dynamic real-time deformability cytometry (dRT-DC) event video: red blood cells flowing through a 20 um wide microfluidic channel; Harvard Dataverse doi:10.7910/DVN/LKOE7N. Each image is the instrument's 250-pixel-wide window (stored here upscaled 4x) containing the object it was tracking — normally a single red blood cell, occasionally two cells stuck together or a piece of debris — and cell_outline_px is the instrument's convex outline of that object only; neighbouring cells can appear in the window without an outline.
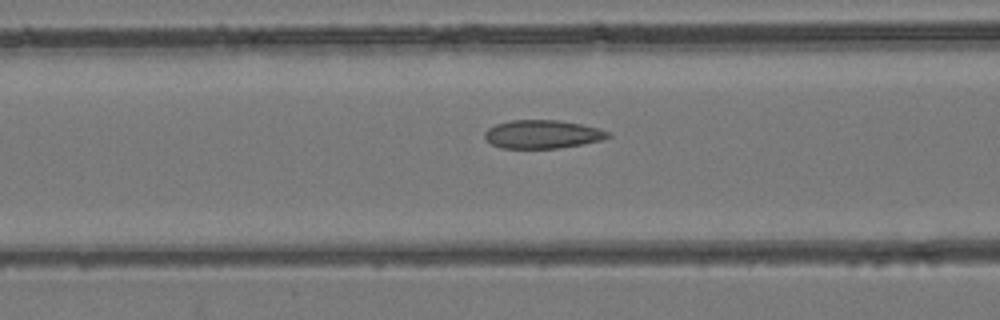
{"species": "common noctule bat (a hibernating species)", "species_latin": "Nyctalus noctula", "temperature_condition": "room temperature", "stored_images_in_passage": 36, "camera_frame_rate_fps": 3000, "um_per_image_px": 0.085, "animal": {"sex": "female", "body_mass_g": 24.6, "forearm_length_mm": 56.2}, "frame": {"image": 1, "passage_image": 7, "time_ms": 2.0, "image_size_px": [1000, 320], "cell_outline_px": [[612, 136], [600, 140], [560, 148], [500, 148], [492, 144], [484, 136], [484, 132], [488, 128], [496, 124], [512, 120], [556, 120], [580, 124], [600, 128], [608, 132]], "centroid_in_image_um": [46.09, 11.41], "position_along_channel_um": 120.5, "area_um2": 20.23}}
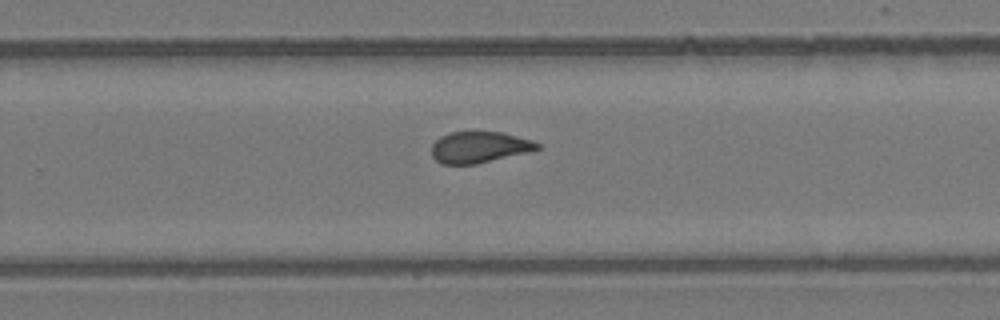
{"frame": {"image": 2, "passage_image": 19, "time_ms": 6.0, "image_size_px": [1000, 320], "cell_outline_px": [[540, 148], [528, 152], [476, 164], [444, 164], [436, 160], [432, 156], [432, 144], [440, 136], [452, 132], [504, 132], [532, 140], [540, 144]], "centroid_in_image_um": [40.74, 12.51], "position_along_channel_um": 289.1, "area_um2": 19.19}}
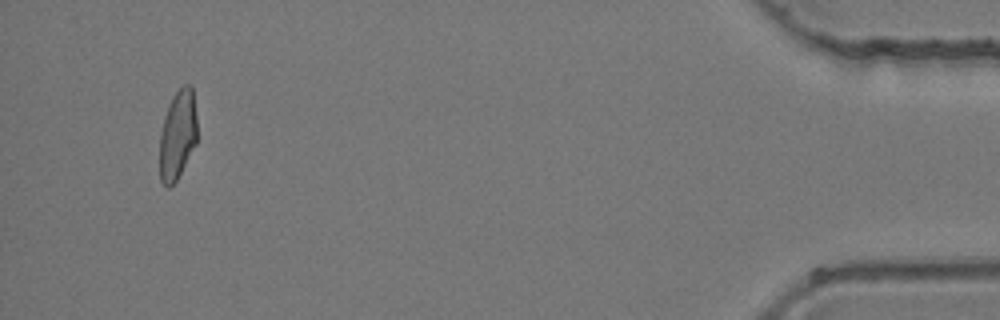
{"frame": {"image": 3, "passage_image": 34, "time_ms": 11.0, "image_size_px": [1000, 320], "cell_outline_px": [[196, 144], [176, 180], [168, 188], [160, 180], [160, 132], [164, 116], [168, 104], [172, 96], [184, 84], [188, 84], [192, 88], [196, 116]], "centroid_in_image_um": [15.08, 11.45], "position_along_channel_um": 420.1, "area_um2": 19.36}}